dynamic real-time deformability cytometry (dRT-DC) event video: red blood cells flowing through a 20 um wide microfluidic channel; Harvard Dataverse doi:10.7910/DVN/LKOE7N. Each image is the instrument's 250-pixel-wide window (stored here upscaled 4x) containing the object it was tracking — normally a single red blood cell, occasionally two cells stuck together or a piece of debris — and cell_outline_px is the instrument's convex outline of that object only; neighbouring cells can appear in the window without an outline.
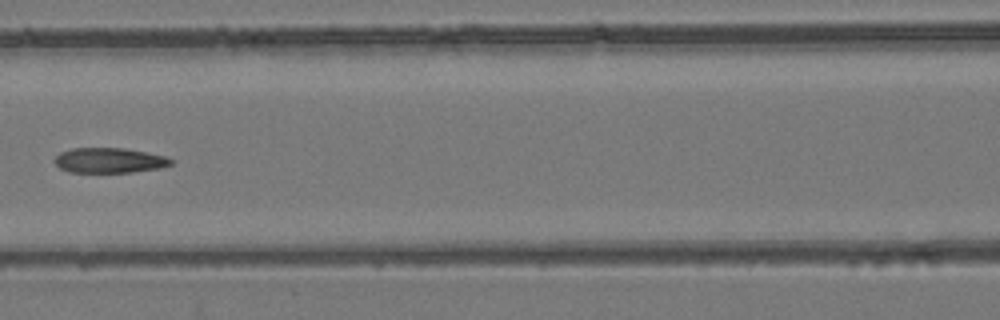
{"species": "common noctule bat (a hibernating species)", "species_latin": "Nyctalus noctula", "temperature_condition": "room temperature", "stored_images_in_passage": 6, "camera_frame_rate_fps": 3000, "um_per_image_px": 0.085, "animal": {"sex": "female", "body_mass_g": 24.6, "forearm_length_mm": 56.2}, "frame": {"image": 1, "passage_image": 6, "time_ms": 5.667, "image_size_px": [1000, 320], "cell_outline_px": [[172, 164], [160, 168], [132, 172], [68, 172], [60, 168], [52, 160], [60, 152], [72, 148], [124, 148], [164, 156], [172, 160]], "centroid_in_image_um": [9.24, 13.63], "position_along_channel_um": 157.4, "area_um2": 16.94}}